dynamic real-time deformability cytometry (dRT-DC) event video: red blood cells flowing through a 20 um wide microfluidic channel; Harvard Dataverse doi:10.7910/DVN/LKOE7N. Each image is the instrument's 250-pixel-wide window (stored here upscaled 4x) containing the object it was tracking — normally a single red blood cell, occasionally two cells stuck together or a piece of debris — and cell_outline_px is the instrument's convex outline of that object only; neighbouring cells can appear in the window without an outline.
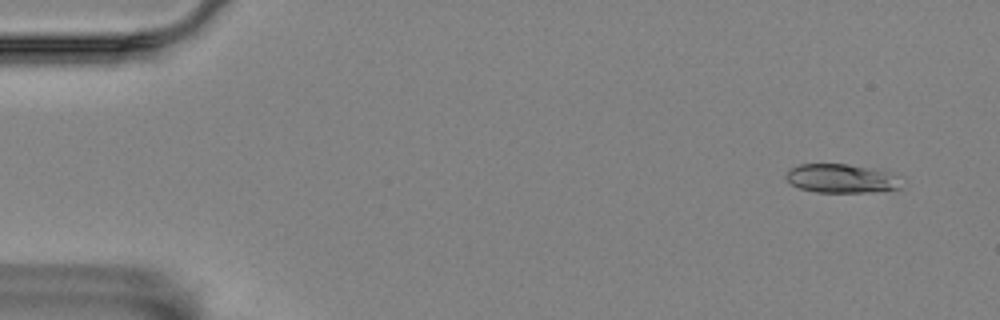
{"species": "Egyptian fruit bat (a non-hibernating species)", "species_latin": "Rousettus aegyptiacus", "temperature_condition": "room temperature", "stored_images_in_passage": 57, "camera_frame_rate_fps": 3000, "um_per_image_px": 0.085, "animal": {"sex": "female"}, "frame": {"image": 1, "passage_image": 4, "time_ms": 1.0, "image_size_px": [1000, 320], "cell_outline_px": [[900, 188], [864, 192], [816, 192], [800, 188], [792, 184], [784, 176], [788, 168], [800, 164], [848, 164], [888, 172], [892, 176]], "centroid_in_image_um": [71.35, 15.16], "position_along_channel_um": 13.6, "area_um2": 18.79}}
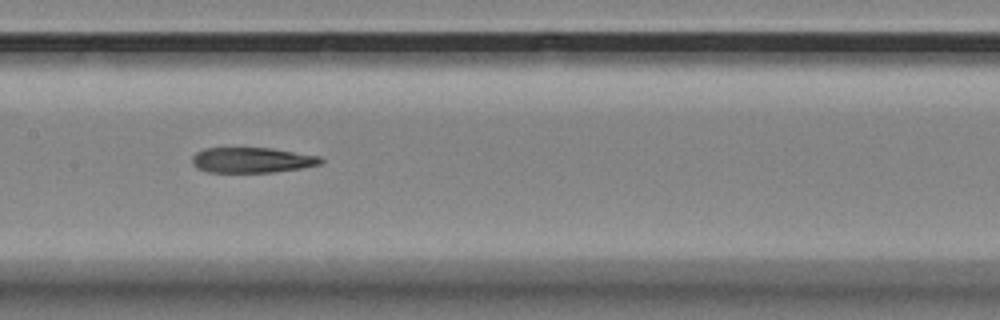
{"frame": {"image": 2, "passage_image": 28, "time_ms": 9.0, "image_size_px": [1000, 320], "cell_outline_px": [[324, 160], [320, 164], [300, 168], [272, 172], [208, 172], [196, 168], [192, 164], [192, 156], [196, 152], [204, 148], [272, 148], [320, 156]], "centroid_in_image_um": [21.39, 13.6], "position_along_channel_um": 186.0, "area_um2": 19.02}}
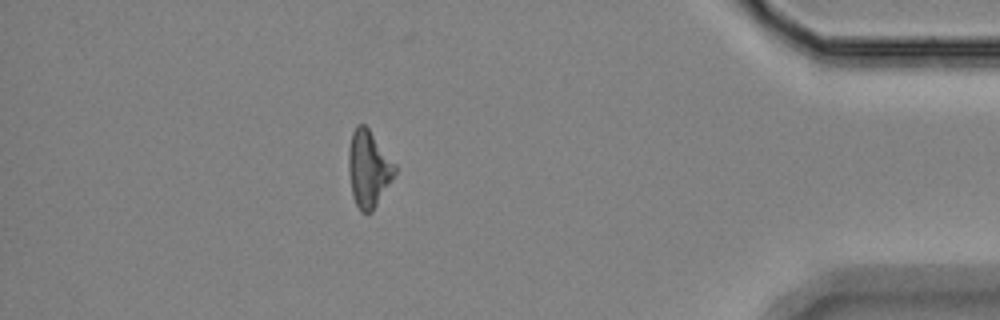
{"frame": {"image": 3, "passage_image": 50, "time_ms": 16.333, "image_size_px": [1000, 320], "cell_outline_px": [[396, 172], [372, 212], [360, 212], [352, 196], [348, 172], [348, 148], [352, 132], [356, 124], [364, 124], [368, 128], [396, 164]], "centroid_in_image_um": [31.3, 14.33], "position_along_channel_um": 403.9, "area_um2": 20.69}}